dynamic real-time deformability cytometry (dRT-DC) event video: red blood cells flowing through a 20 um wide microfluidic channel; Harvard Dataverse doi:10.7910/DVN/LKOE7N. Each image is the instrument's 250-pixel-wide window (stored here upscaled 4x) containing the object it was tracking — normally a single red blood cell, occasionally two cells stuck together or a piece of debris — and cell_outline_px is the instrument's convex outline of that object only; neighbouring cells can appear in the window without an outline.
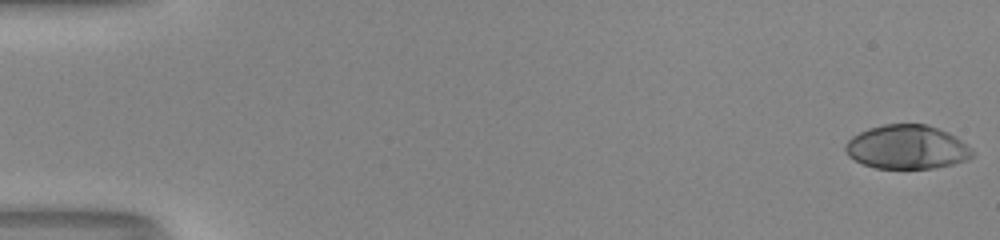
{"species": "human", "species_latin": "Homo sapiens", "temperature_condition": "room temperature", "stored_images_in_passage": 52, "camera_frame_rate_fps": 3000, "um_per_image_px": 0.085, "donor": {"sex": "male"}, "frame": {"image": 1, "passage_image": 1, "time_ms": 0.0, "image_size_px": [1000, 240], "cell_outline_px": [[976, 152], [968, 160], [936, 168], [876, 168], [864, 164], [848, 156], [844, 148], [844, 144], [852, 136], [868, 128], [884, 124], [924, 124], [948, 132], [956, 136], [972, 148]], "centroid_in_image_um": [77.11, 12.5], "position_along_channel_um": 7.9, "area_um2": 32.6}}
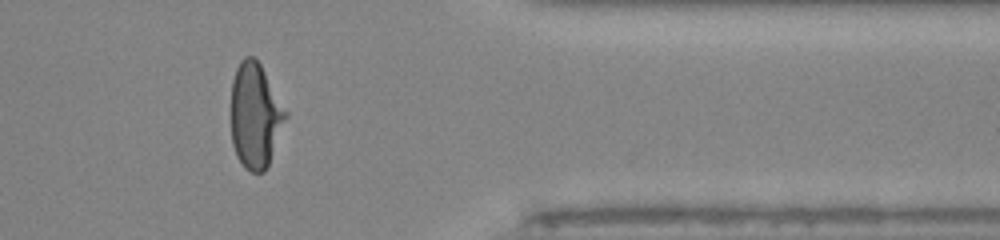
{"frame": {"image": 2, "passage_image": 43, "time_ms": 14.0, "image_size_px": [1000, 240], "cell_outline_px": [[288, 116], [268, 164], [264, 172], [252, 172], [244, 168], [236, 156], [232, 144], [232, 80], [236, 68], [240, 60], [244, 56], [252, 56], [260, 64], [288, 112]], "centroid_in_image_um": [21.7, 9.83], "position_along_channel_um": 389.7, "area_um2": 33.35}}
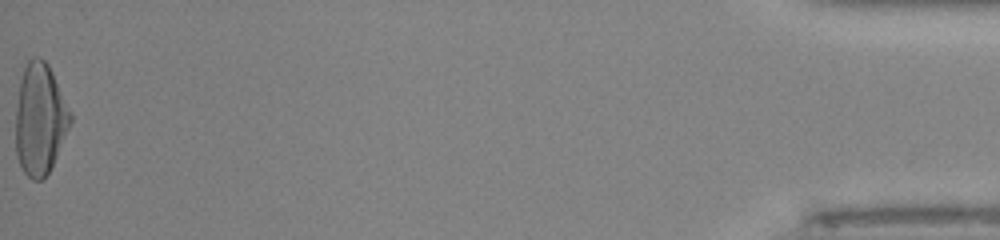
{"frame": {"image": 3, "passage_image": 52, "time_ms": 17.0, "image_size_px": [1000, 240], "cell_outline_px": [[72, 120], [52, 164], [48, 172], [40, 180], [32, 180], [24, 172], [16, 156], [16, 108], [20, 80], [24, 68], [28, 60], [32, 56], [40, 56], [48, 64], [72, 112]], "centroid_in_image_um": [3.39, 10.08], "position_along_channel_um": 431.8, "area_um2": 35.26}, "authors_computed_cell_mechanics": {"area_um2": 33.0616, "velocity_mm_per_s": 4.1503, "shape_relaxation_time_tau1_ms": 7.8415, "shape_relaxation_time_tau2_ms": 0.8445, "deformation_change_tau1": 0.3448, "deformation_change_tau2": 0.0635}}